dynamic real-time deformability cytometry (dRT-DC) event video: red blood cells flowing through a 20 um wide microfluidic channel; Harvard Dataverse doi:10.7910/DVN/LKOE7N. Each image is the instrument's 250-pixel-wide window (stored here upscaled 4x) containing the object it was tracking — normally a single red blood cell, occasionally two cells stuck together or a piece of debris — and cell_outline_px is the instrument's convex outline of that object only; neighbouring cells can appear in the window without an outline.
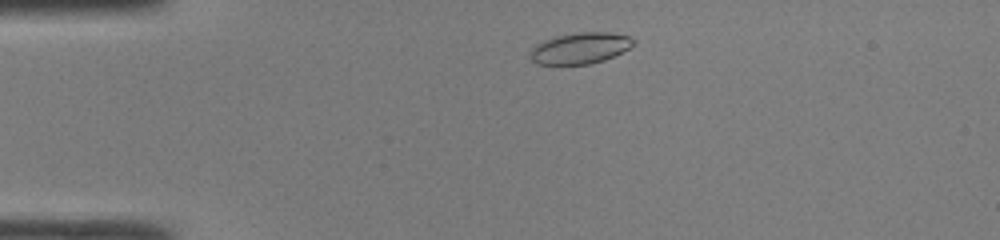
{"species": "common noctule bat (a hibernating species)", "species_latin": "Nyctalus noctula", "temperature_condition": "room temperature", "stored_images_in_passage": 40, "camera_frame_rate_fps": 3000, "um_per_image_px": 0.085, "animal": {"sex": "male", "body_mass_g": 19.0, "forearm_length_mm": 50.8}, "frame": {"image": 1, "passage_image": 3, "time_ms": 0.667, "image_size_px": [1000, 240], "cell_outline_px": [[636, 44], [604, 60], [588, 64], [536, 64], [528, 56], [532, 48], [536, 44], [544, 40], [556, 36], [580, 32], [608, 32], [628, 36], [636, 40]], "centroid_in_image_um": [49.29, 4.09], "position_along_channel_um": 35.7, "area_um2": 18.67}}
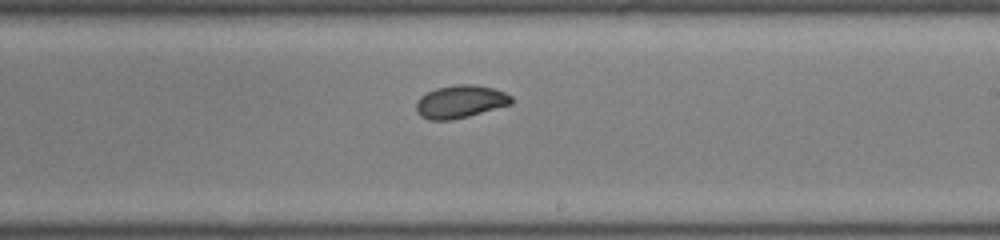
{"frame": {"image": 2, "passage_image": 21, "time_ms": 6.667, "image_size_px": [1000, 240], "cell_outline_px": [[512, 104], [468, 116], [452, 120], [428, 120], [420, 116], [416, 112], [416, 100], [420, 96], [436, 88], [456, 84], [472, 84], [492, 88], [504, 92], [512, 96]], "centroid_in_image_um": [39.1, 8.64], "position_along_channel_um": 249.9, "area_um2": 18.26}}
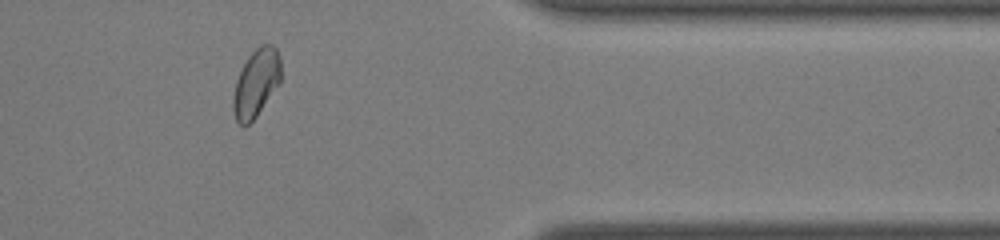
{"frame": {"image": 3, "passage_image": 32, "time_ms": 10.333, "image_size_px": [1000, 240], "cell_outline_px": [[280, 84], [256, 116], [248, 124], [240, 124], [236, 120], [232, 108], [232, 100], [236, 80], [248, 56], [260, 44], [272, 44], [276, 48], [280, 60]], "centroid_in_image_um": [21.77, 7.05], "position_along_channel_um": 389.6, "area_um2": 18.73}, "authors_computed_cell_mechanics": {"area_um2": 18.6694, "velocity_mm_per_s": 4.2828, "shape_relaxation_time_tau1_ms": 3.5546, "shape_relaxation_time_tau2_ms": 1.9099, "deformation_change_tau1": 0.1066, "deformation_change_tau2": 0.0437}}